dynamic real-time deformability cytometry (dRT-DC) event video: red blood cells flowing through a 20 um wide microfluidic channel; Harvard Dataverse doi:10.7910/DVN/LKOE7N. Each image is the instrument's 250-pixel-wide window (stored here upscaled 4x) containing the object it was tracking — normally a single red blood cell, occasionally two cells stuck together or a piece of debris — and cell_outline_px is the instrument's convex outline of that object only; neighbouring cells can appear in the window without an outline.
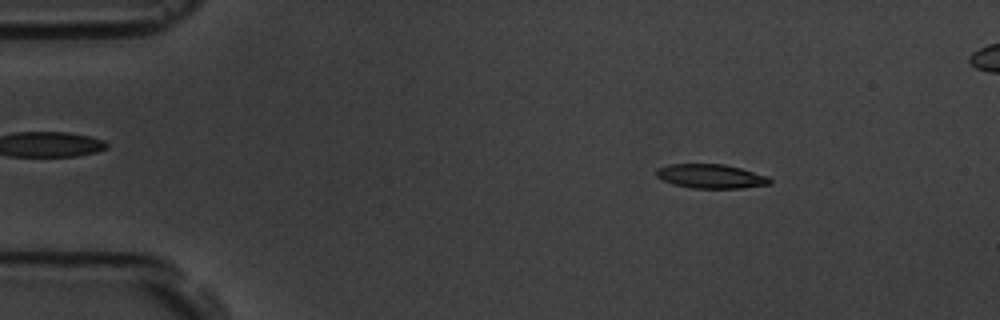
{"species": "common noctule bat (a hibernating species)", "species_latin": "Nyctalus noctula", "temperature_condition": "room temperature", "stored_images_in_passage": 4, "camera_frame_rate_fps": 3000, "um_per_image_px": 0.085, "animal": {"sex": "male", "body_mass_g": 19.5, "forearm_length_mm": 54.6}, "frame": {"image": 1, "passage_image": 2, "time_ms": 1.333, "image_size_px": [1000, 320], "cell_outline_px": [[772, 184], [740, 188], [692, 188], [672, 184], [656, 176], [656, 168], [668, 164], [724, 164], [740, 168], [768, 176], [772, 180]], "centroid_in_image_um": [60.42, 14.98], "position_along_channel_um": 24.6, "area_um2": 16.01}}